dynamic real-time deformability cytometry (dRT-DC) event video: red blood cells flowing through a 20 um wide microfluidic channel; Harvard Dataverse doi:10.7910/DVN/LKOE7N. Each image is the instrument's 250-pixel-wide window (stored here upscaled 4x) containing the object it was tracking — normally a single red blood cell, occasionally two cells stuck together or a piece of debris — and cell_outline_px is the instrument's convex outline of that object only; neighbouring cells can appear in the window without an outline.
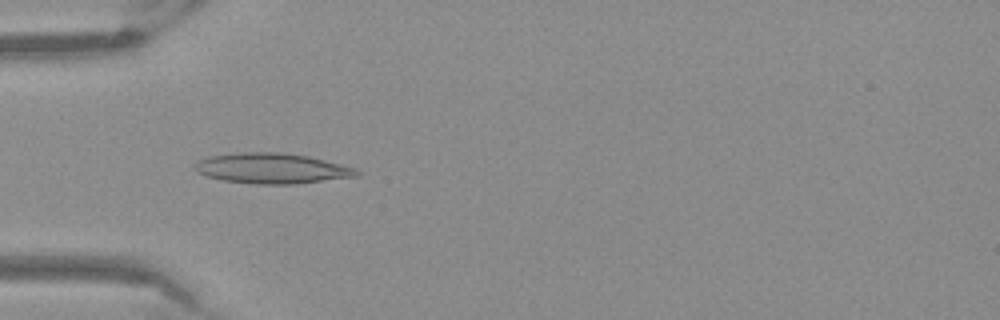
{"species": "Egyptian fruit bat (a non-hibernating species)", "species_latin": "Rousettus aegyptiacus", "temperature_condition": "warm", "stored_images_in_passage": 19, "camera_frame_rate_fps": 3000, "um_per_image_px": 0.085, "frame": {"image": 1, "passage_image": 4, "time_ms": 1.0, "image_size_px": [1000, 320], "cell_outline_px": [[360, 176], [296, 184], [256, 184], [224, 180], [208, 176], [196, 172], [192, 168], [200, 160], [208, 156], [240, 152], [280, 152], [308, 156], [356, 168], [360, 172]], "centroid_in_image_um": [23.13, 14.31], "position_along_channel_um": 61.9, "area_um2": 28.67}}
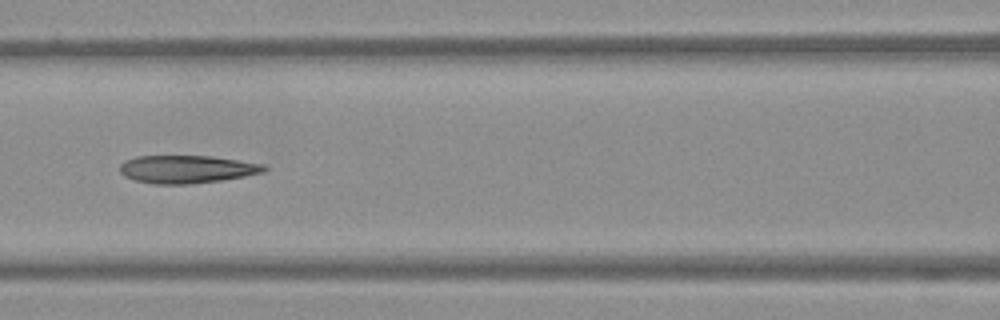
{"frame": {"image": 2, "passage_image": 11, "time_ms": 3.333, "image_size_px": [1000, 320], "cell_outline_px": [[268, 168], [264, 172], [244, 176], [220, 180], [188, 184], [152, 184], [136, 180], [124, 176], [120, 172], [120, 164], [124, 160], [136, 156], [212, 156], [264, 164]], "centroid_in_image_um": [15.86, 14.38], "position_along_channel_um": 150.7, "area_um2": 23.41}}
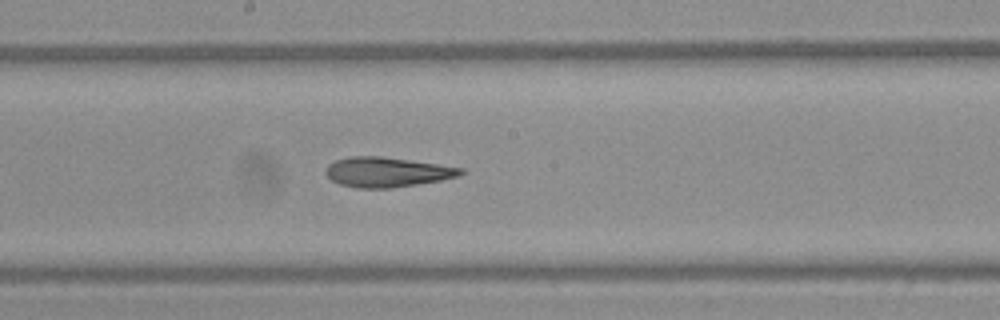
{"frame": {"image": 3, "passage_image": 16, "time_ms": 5.0, "image_size_px": [1000, 320], "cell_outline_px": [[464, 172], [460, 176], [440, 180], [392, 188], [360, 188], [340, 184], [332, 180], [328, 176], [328, 164], [336, 160], [352, 156], [380, 156], [464, 168]], "centroid_in_image_um": [32.92, 14.63], "position_along_channel_um": 215.3, "area_um2": 23.06}}